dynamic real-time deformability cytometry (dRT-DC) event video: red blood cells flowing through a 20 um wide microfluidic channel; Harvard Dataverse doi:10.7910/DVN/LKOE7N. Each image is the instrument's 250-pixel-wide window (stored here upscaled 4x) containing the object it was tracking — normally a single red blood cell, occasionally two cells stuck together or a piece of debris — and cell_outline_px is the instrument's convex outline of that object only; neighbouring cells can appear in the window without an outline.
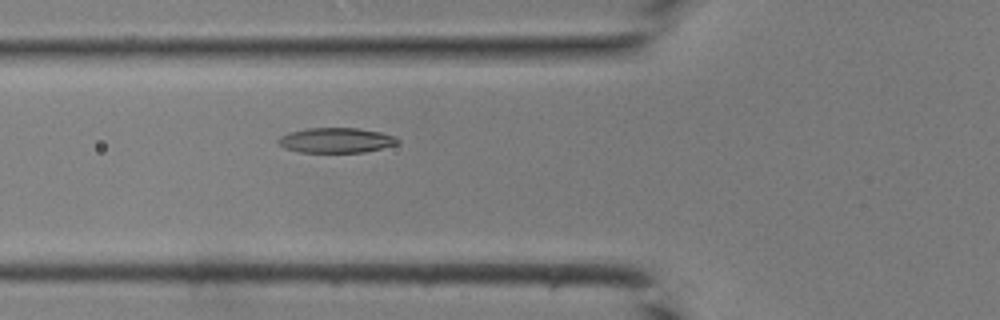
{"species": "common noctule bat (a hibernating species)", "species_latin": "Nyctalus noctula", "temperature_condition": "room temperature", "stored_images_in_passage": 32, "camera_frame_rate_fps": 3000, "um_per_image_px": 0.085, "animal": {"sex": "male", "body_mass_g": 19.0, "forearm_length_mm": 50.8}, "frame": {"image": 1, "passage_image": 6, "time_ms": 1.667, "image_size_px": [1000, 320], "cell_outline_px": [[400, 140], [396, 144], [364, 152], [300, 152], [284, 148], [276, 140], [280, 136], [288, 132], [308, 128], [356, 128], [380, 132], [396, 136]], "centroid_in_image_um": [28.54, 11.92], "position_along_channel_um": 97.3, "area_um2": 17.34}}
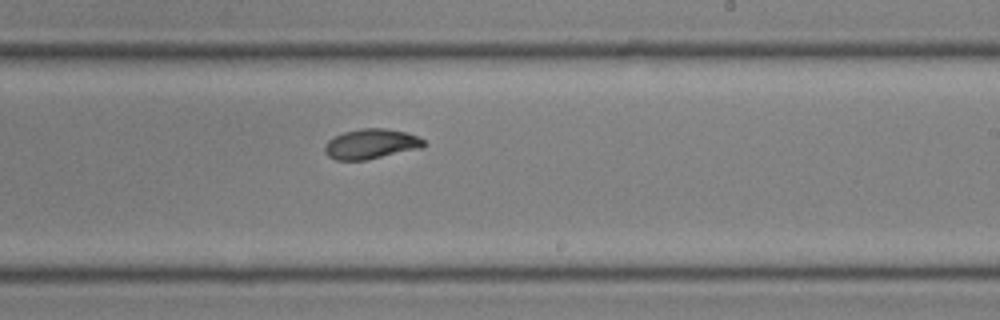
{"frame": {"image": 2, "passage_image": 16, "time_ms": 5.0, "image_size_px": [1000, 320], "cell_outline_px": [[424, 144], [420, 148], [364, 160], [336, 160], [328, 156], [324, 152], [324, 144], [328, 140], [344, 132], [360, 128], [384, 128], [408, 132], [424, 140]], "centroid_in_image_um": [31.49, 12.23], "position_along_channel_um": 257.5, "area_um2": 17.17}}
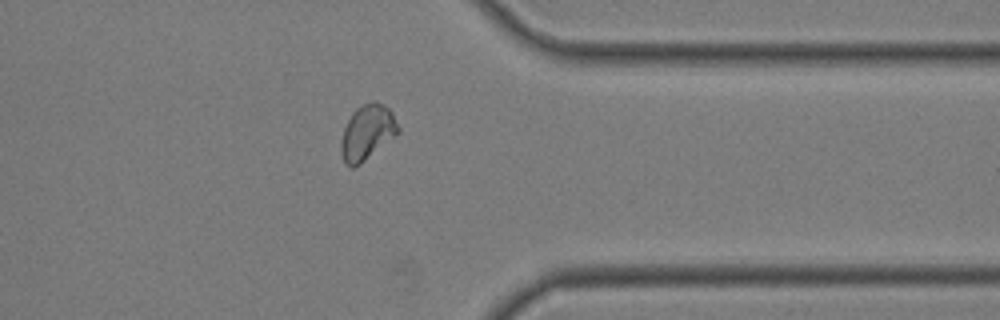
{"frame": {"image": 3, "passage_image": 24, "time_ms": 7.667, "image_size_px": [1000, 320], "cell_outline_px": [[400, 132], [396, 136], [360, 164], [352, 168], [348, 168], [344, 164], [340, 152], [340, 144], [344, 128], [352, 112], [356, 108], [372, 100], [376, 100], [384, 104], [392, 112], [400, 128]], "centroid_in_image_um": [31.21, 11.26], "position_along_channel_um": 380.2, "area_um2": 18.67}}